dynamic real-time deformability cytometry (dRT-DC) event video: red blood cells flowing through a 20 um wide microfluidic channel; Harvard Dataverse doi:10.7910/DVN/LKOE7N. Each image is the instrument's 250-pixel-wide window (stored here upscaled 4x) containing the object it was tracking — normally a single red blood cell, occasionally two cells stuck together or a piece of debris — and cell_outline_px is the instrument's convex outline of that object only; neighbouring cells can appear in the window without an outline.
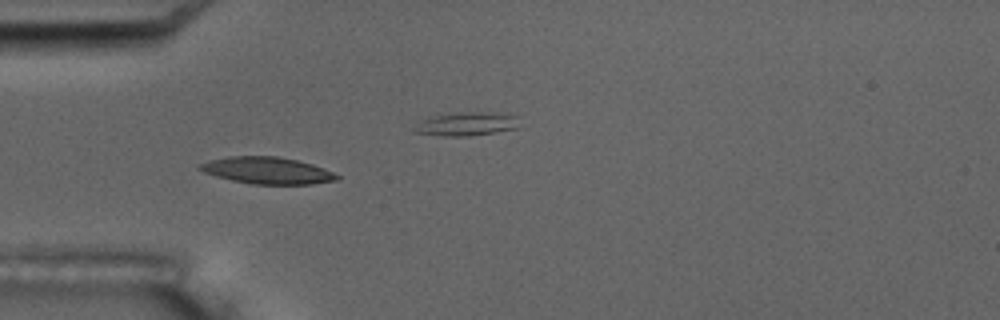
{"species": "common noctule bat (a hibernating species)", "species_latin": "Nyctalus noctula", "temperature_condition": "room temperature", "stored_images_in_passage": 10, "camera_frame_rate_fps": 3000, "um_per_image_px": 0.085, "animal": {"sex": "male", "body_mass_g": 17.5, "forearm_length_mm": 52.3}, "frame": {"image": 1, "passage_image": 6, "time_ms": 5.667, "image_size_px": [1000, 320], "cell_outline_px": [[340, 180], [312, 184], [248, 184], [216, 176], [204, 172], [196, 168], [196, 164], [208, 160], [228, 156], [276, 156], [296, 160], [312, 164], [324, 168], [340, 176]], "centroid_in_image_um": [22.68, 14.49], "position_along_channel_um": 62.3, "area_um2": 21.62}}